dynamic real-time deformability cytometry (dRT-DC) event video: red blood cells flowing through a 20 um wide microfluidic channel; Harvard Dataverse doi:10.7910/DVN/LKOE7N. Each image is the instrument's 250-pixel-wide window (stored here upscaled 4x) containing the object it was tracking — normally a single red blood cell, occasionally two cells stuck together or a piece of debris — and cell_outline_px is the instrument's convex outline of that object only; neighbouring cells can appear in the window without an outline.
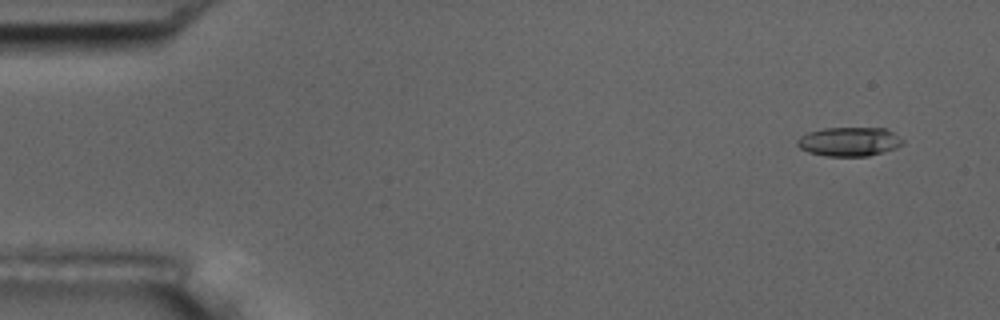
{"species": "common noctule bat (a hibernating species)", "species_latin": "Nyctalus noctula", "temperature_condition": "room temperature", "stored_images_in_passage": 4, "camera_frame_rate_fps": 3000, "um_per_image_px": 0.085, "animal": {"sex": "male", "body_mass_g": 17.5, "forearm_length_mm": 52.3}, "frame": {"image": 1, "passage_image": 1, "time_ms": 0.0, "image_size_px": [1000, 320], "cell_outline_px": [[904, 144], [896, 148], [884, 152], [868, 156], [824, 156], [808, 152], [800, 148], [796, 144], [796, 140], [800, 136], [808, 132], [824, 128], [884, 128], [892, 132], [904, 140]], "centroid_in_image_um": [72.17, 12.04], "position_along_channel_um": 12.8, "area_um2": 17.98}}
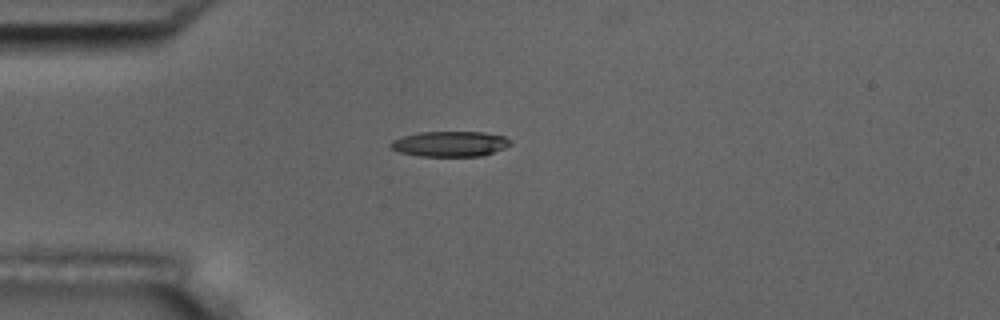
{"frame": {"image": 2, "passage_image": 4, "time_ms": 3.667, "image_size_px": [1000, 320], "cell_outline_px": [[512, 144], [504, 148], [480, 156], [420, 156], [400, 152], [388, 148], [388, 144], [392, 140], [404, 136], [420, 132], [484, 132], [504, 136]], "centroid_in_image_um": [38.2, 12.23], "position_along_channel_um": 46.8, "area_um2": 17.63}}